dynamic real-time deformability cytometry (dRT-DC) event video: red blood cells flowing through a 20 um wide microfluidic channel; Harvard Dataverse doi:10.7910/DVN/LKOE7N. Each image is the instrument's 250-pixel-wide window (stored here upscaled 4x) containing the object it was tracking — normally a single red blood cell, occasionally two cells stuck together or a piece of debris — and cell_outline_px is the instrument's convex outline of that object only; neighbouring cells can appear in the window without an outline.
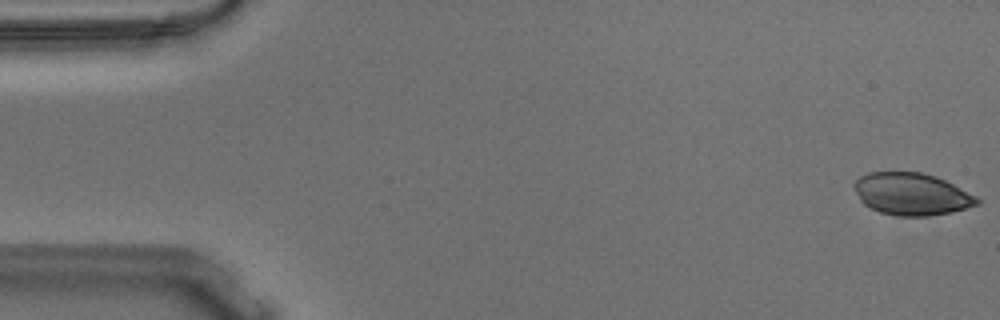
{"species": "Egyptian fruit bat (a non-hibernating species)", "species_latin": "Rousettus aegyptiacus", "temperature_condition": "warm", "stored_images_in_passage": 55, "camera_frame_rate_fps": 3000, "um_per_image_px": 0.085, "animal": {"sex": "male"}, "frame": {"image": 1, "passage_image": 1, "time_ms": 0.0, "image_size_px": [1000, 320], "cell_outline_px": [[984, 200], [980, 204], [952, 212], [928, 216], [900, 216], [880, 212], [864, 204], [860, 200], [852, 184], [860, 176], [868, 172], [920, 172], [936, 176]], "centroid_in_image_um": [77.5, 16.49], "position_along_channel_um": 7.5, "area_um2": 30.23}}
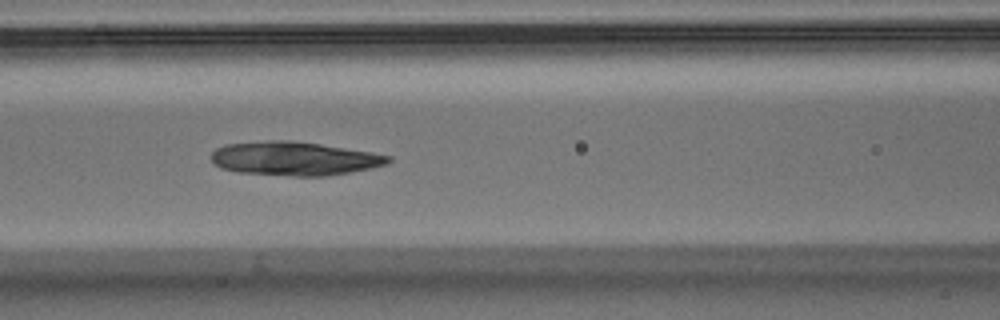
{"frame": {"image": 2, "passage_image": 23, "time_ms": 7.333, "image_size_px": [1000, 320], "cell_outline_px": [[392, 160], [388, 164], [372, 168], [324, 176], [292, 176], [236, 172], [220, 168], [212, 160], [212, 152], [216, 148], [224, 144], [268, 140], [292, 140], [320, 144], [392, 156]], "centroid_in_image_um": [24.99, 13.47], "position_along_channel_um": 141.6, "area_um2": 34.8}}
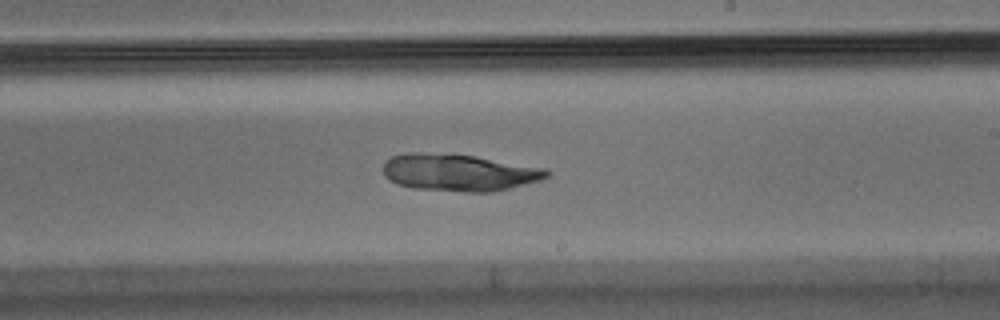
{"frame": {"image": 3, "passage_image": 32, "time_ms": 10.333, "image_size_px": [1000, 320], "cell_outline_px": [[552, 172], [548, 176], [540, 180], [492, 192], [464, 192], [412, 188], [396, 184], [384, 176], [384, 160], [392, 156], [404, 152], [420, 152], [476, 156], [544, 168]], "centroid_in_image_um": [38.97, 14.66], "position_along_channel_um": 250.0, "area_um2": 35.37}}